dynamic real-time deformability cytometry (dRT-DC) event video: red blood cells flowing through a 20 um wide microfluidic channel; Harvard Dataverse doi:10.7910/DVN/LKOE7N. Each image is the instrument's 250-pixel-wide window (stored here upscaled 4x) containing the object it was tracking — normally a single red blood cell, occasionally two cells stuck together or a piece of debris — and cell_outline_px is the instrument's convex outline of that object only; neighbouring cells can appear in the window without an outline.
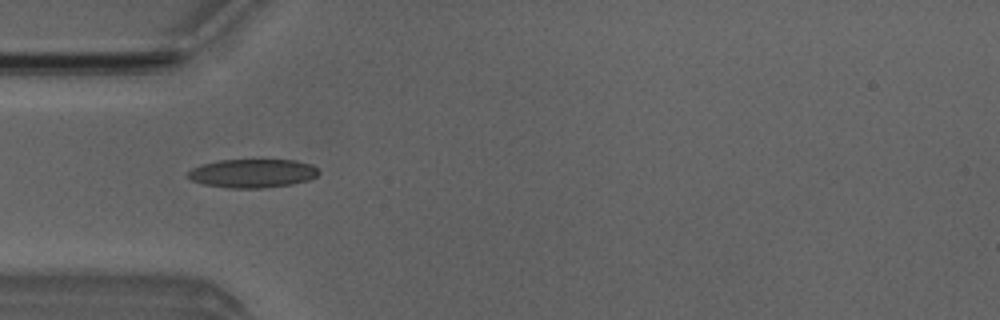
{"species": "Egyptian fruit bat (a non-hibernating species)", "species_latin": "Rousettus aegyptiacus", "temperature_condition": "room temperature", "stored_images_in_passage": 5, "camera_frame_rate_fps": 3000, "um_per_image_px": 0.085, "animal": {"sex": "male"}, "frame": {"image": 1, "passage_image": 3, "time_ms": 3.0, "image_size_px": [1000, 320], "cell_outline_px": [[320, 172], [316, 176], [308, 180], [292, 184], [264, 188], [228, 188], [204, 184], [192, 180], [188, 176], [188, 172], [192, 168], [200, 164], [220, 160], [296, 160], [312, 164]], "centroid_in_image_um": [21.47, 14.73], "position_along_channel_um": 63.5, "area_um2": 21.85}}